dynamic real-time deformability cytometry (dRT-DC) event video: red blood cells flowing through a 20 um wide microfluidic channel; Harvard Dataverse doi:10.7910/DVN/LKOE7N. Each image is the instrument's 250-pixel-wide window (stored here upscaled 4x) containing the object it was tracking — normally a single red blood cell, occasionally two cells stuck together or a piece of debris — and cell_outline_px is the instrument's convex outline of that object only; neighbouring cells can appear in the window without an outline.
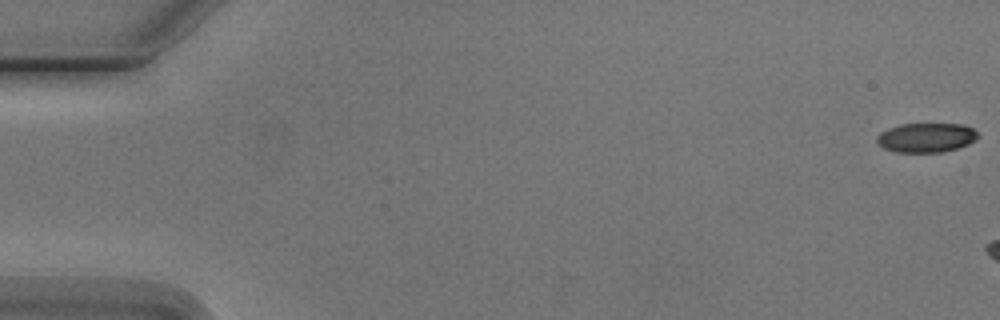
{"species": "Egyptian fruit bat (a non-hibernating species)", "species_latin": "Rousettus aegyptiacus", "temperature_condition": "cold", "stored_images_in_passage": 4, "camera_frame_rate_fps": 3000, "um_per_image_px": 0.085, "animal": {"sex": "male"}, "frame": {"image": 1, "passage_image": 1, "time_ms": 0.0, "image_size_px": [1000, 320], "cell_outline_px": [[980, 136], [976, 140], [968, 144], [956, 148], [940, 152], [896, 152], [884, 148], [876, 140], [876, 136], [880, 132], [888, 128], [900, 124], [964, 124], [972, 128]], "centroid_in_image_um": [78.73, 11.69], "position_along_channel_um": 6.3, "area_um2": 17.28}}